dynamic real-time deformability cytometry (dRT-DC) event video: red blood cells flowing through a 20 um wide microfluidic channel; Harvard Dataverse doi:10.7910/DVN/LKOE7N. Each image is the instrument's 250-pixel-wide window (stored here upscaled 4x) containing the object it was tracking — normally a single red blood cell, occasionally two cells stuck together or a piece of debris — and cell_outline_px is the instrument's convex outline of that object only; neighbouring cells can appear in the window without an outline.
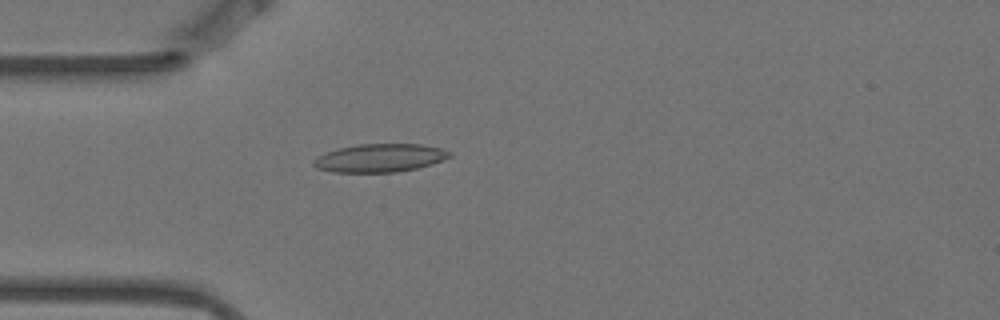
{"species": "Egyptian fruit bat (a non-hibernating species)", "species_latin": "Rousettus aegyptiacus", "temperature_condition": "warm", "stored_images_in_passage": 4, "camera_frame_rate_fps": 3000, "um_per_image_px": 0.085, "animal": {"sex": "female"}, "frame": {"image": 1, "passage_image": 4, "time_ms": 1.0, "image_size_px": [1000, 320], "cell_outline_px": [[452, 156], [432, 164], [416, 168], [396, 172], [332, 172], [316, 168], [312, 164], [312, 160], [316, 156], [340, 148], [360, 144], [420, 144], [440, 148], [452, 152]], "centroid_in_image_um": [32.28, 13.43], "position_along_channel_um": 52.7, "area_um2": 22.31}}